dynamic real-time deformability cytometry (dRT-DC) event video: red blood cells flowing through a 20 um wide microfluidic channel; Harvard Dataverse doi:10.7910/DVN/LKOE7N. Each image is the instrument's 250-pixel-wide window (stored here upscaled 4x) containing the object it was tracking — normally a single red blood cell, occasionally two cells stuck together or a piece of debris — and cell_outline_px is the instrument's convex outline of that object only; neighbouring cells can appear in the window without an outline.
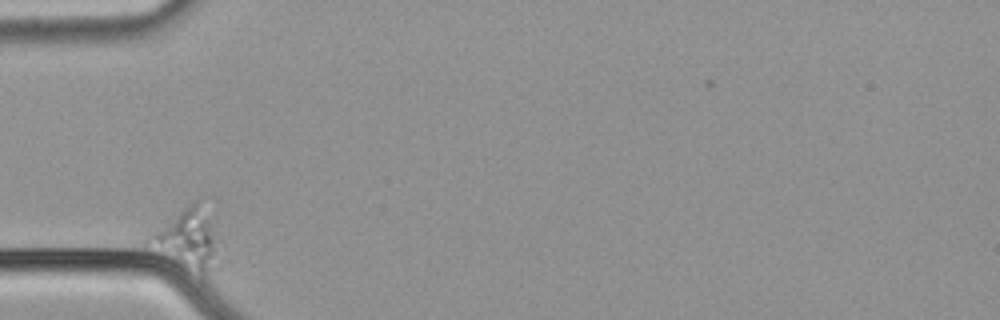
{"species": "common noctule bat (a hibernating species)", "species_latin": "Nyctalus noctula", "temperature_condition": "cold", "stored_images_in_passage": 36, "camera_frame_rate_fps": 3000, "um_per_image_px": 0.085, "animal": {"sex": "male", "body_mass_g": 21.5, "forearm_length_mm": 52.0}, "frame": {"image": 1, "passage_image": 1, "time_ms": 0.0, "image_size_px": [1000, 320], "cell_outline_px": [[212, 268], [204, 276], [184, 272], [156, 256], [144, 244], [144, 236], [192, 200], [196, 200], [208, 220], [212, 240]], "centroid_in_image_um": [15.63, 20.44], "position_along_channel_um": 69.4, "area_um2": 24.16}}
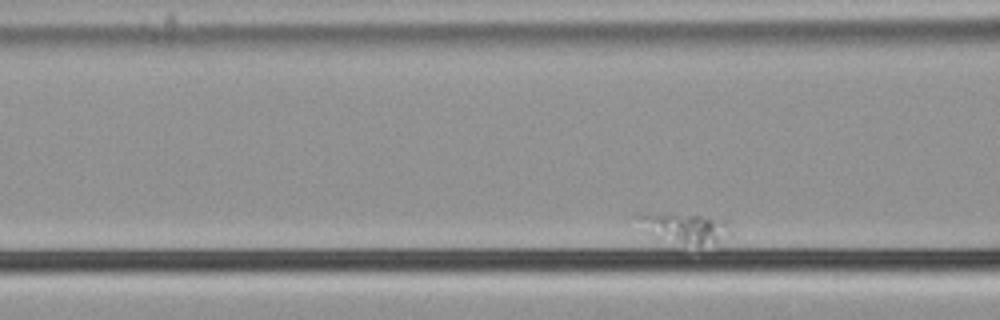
{"frame": {"image": 2, "passage_image": 6, "time_ms": 1.667, "image_size_px": [1000, 320], "cell_outline_px": [[732, 236], [700, 244], [696, 244], [652, 232], [632, 216], [640, 212], [668, 212], [700, 216], [728, 220], [732, 232]], "centroid_in_image_um": [58.27, 19.25], "position_along_channel_um": 108.3, "area_um2": 15.2}}
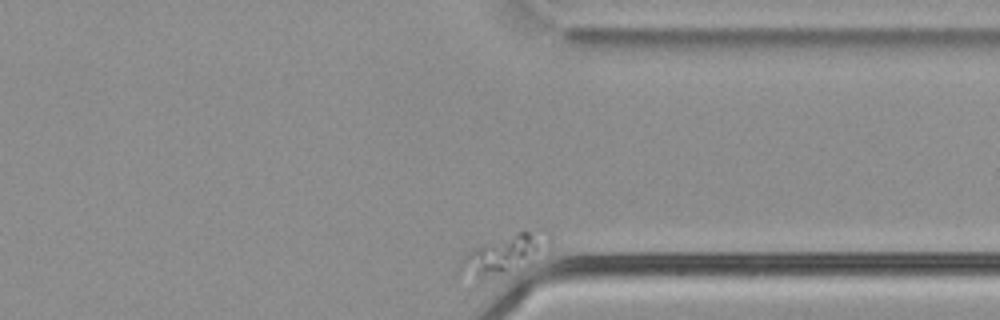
{"frame": {"image": 3, "passage_image": 36, "time_ms": 11.667, "image_size_px": [1000, 320], "cell_outline_px": [[536, 248], [532, 264], [520, 272], [476, 284], [456, 268], [460, 260], [472, 248], [480, 244], [516, 232], [528, 232]], "centroid_in_image_um": [42.37, 21.91], "position_along_channel_um": 369.0, "area_um2": 19.13}}